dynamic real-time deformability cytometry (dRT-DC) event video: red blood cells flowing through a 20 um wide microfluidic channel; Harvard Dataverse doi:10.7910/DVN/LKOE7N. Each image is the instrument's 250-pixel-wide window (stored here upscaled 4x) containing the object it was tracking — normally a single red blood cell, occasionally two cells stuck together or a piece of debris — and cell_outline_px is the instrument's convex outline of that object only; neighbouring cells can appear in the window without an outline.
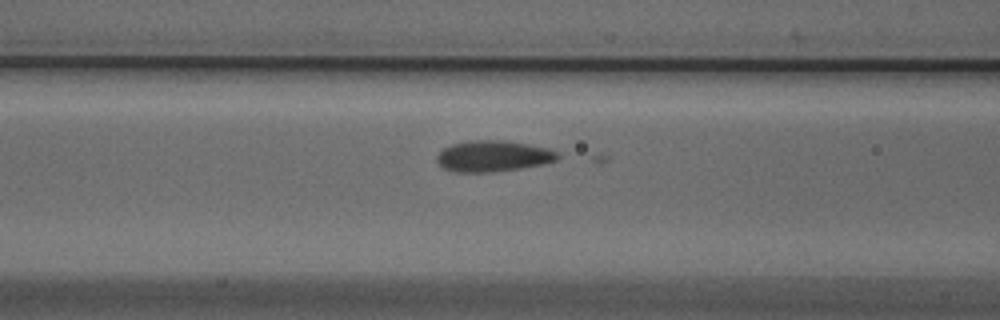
{"species": "Egyptian fruit bat (a non-hibernating species)", "species_latin": "Rousettus aegyptiacus", "temperature_condition": "cold", "stored_images_in_passage": 36, "camera_frame_rate_fps": 3000, "um_per_image_px": 0.085, "animal": {"sex": "male"}, "frame": {"image": 1, "passage_image": 8, "time_ms": 2.333, "image_size_px": [1000, 320], "cell_outline_px": [[560, 156], [556, 160], [544, 164], [520, 168], [492, 172], [452, 172], [444, 168], [436, 160], [436, 156], [444, 148], [452, 144], [472, 140], [504, 140], [528, 144], [548, 148], [556, 152]], "centroid_in_image_um": [41.91, 13.27], "position_along_channel_um": 124.7, "area_um2": 21.85}}
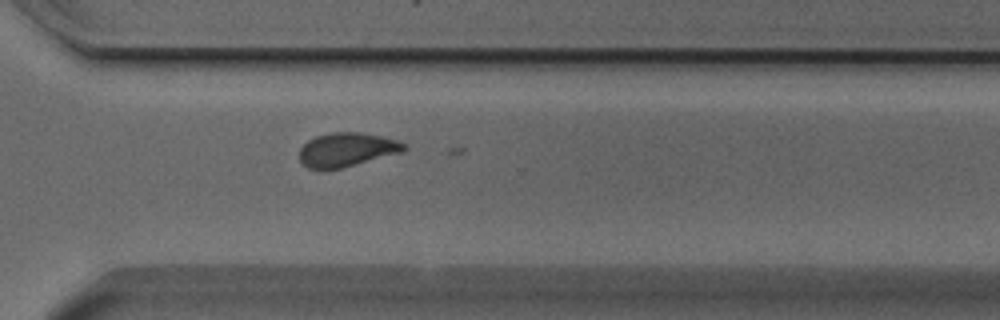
{"frame": {"image": 2, "passage_image": 25, "time_ms": 8.0, "image_size_px": [1000, 320], "cell_outline_px": [[408, 148], [400, 152], [340, 168], [308, 168], [300, 160], [300, 148], [308, 140], [316, 136], [332, 132], [360, 132], [384, 136], [408, 144]], "centroid_in_image_um": [29.5, 12.69], "position_along_channel_um": 341.1, "area_um2": 20.35}}
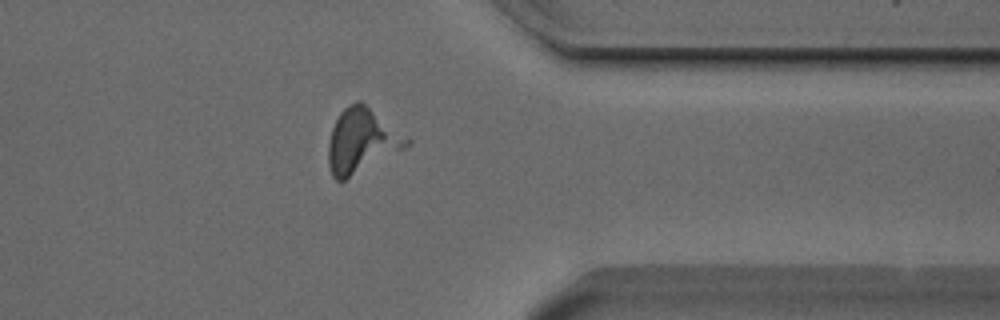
{"frame": {"image": 3, "passage_image": 29, "time_ms": 9.333, "image_size_px": [1000, 320], "cell_outline_px": [[412, 140], [404, 148], [344, 180], [336, 180], [332, 176], [328, 164], [328, 144], [332, 128], [340, 112], [348, 104], [356, 100], [360, 100]], "centroid_in_image_um": [30.71, 11.95], "position_along_channel_um": 380.7, "area_um2": 28.9}}